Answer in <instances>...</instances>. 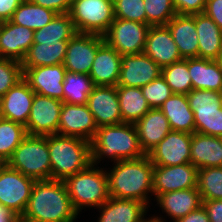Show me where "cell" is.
<instances>
[{
	"mask_svg": "<svg viewBox=\"0 0 222 222\" xmlns=\"http://www.w3.org/2000/svg\"><path fill=\"white\" fill-rule=\"evenodd\" d=\"M56 15L51 9L24 0L14 11L10 21L36 31L47 25Z\"/></svg>",
	"mask_w": 222,
	"mask_h": 222,
	"instance_id": "obj_33",
	"label": "cell"
},
{
	"mask_svg": "<svg viewBox=\"0 0 222 222\" xmlns=\"http://www.w3.org/2000/svg\"><path fill=\"white\" fill-rule=\"evenodd\" d=\"M94 166L91 163L86 169L64 180L72 205L78 214L86 207L98 208L110 198L107 171Z\"/></svg>",
	"mask_w": 222,
	"mask_h": 222,
	"instance_id": "obj_5",
	"label": "cell"
},
{
	"mask_svg": "<svg viewBox=\"0 0 222 222\" xmlns=\"http://www.w3.org/2000/svg\"><path fill=\"white\" fill-rule=\"evenodd\" d=\"M164 221L166 222L167 220H163L161 217L153 216L150 218L148 222H164Z\"/></svg>",
	"mask_w": 222,
	"mask_h": 222,
	"instance_id": "obj_51",
	"label": "cell"
},
{
	"mask_svg": "<svg viewBox=\"0 0 222 222\" xmlns=\"http://www.w3.org/2000/svg\"><path fill=\"white\" fill-rule=\"evenodd\" d=\"M68 41L33 42L21 62L22 68L63 64Z\"/></svg>",
	"mask_w": 222,
	"mask_h": 222,
	"instance_id": "obj_31",
	"label": "cell"
},
{
	"mask_svg": "<svg viewBox=\"0 0 222 222\" xmlns=\"http://www.w3.org/2000/svg\"><path fill=\"white\" fill-rule=\"evenodd\" d=\"M27 135L24 125L2 118L0 120V156L8 161Z\"/></svg>",
	"mask_w": 222,
	"mask_h": 222,
	"instance_id": "obj_36",
	"label": "cell"
},
{
	"mask_svg": "<svg viewBox=\"0 0 222 222\" xmlns=\"http://www.w3.org/2000/svg\"><path fill=\"white\" fill-rule=\"evenodd\" d=\"M198 36V58L220 60L222 56V30L204 13L195 14Z\"/></svg>",
	"mask_w": 222,
	"mask_h": 222,
	"instance_id": "obj_27",
	"label": "cell"
},
{
	"mask_svg": "<svg viewBox=\"0 0 222 222\" xmlns=\"http://www.w3.org/2000/svg\"><path fill=\"white\" fill-rule=\"evenodd\" d=\"M187 98L194 113L195 132L222 137V92L192 89Z\"/></svg>",
	"mask_w": 222,
	"mask_h": 222,
	"instance_id": "obj_8",
	"label": "cell"
},
{
	"mask_svg": "<svg viewBox=\"0 0 222 222\" xmlns=\"http://www.w3.org/2000/svg\"><path fill=\"white\" fill-rule=\"evenodd\" d=\"M143 53L161 68L182 60L178 47L167 25L150 27Z\"/></svg>",
	"mask_w": 222,
	"mask_h": 222,
	"instance_id": "obj_19",
	"label": "cell"
},
{
	"mask_svg": "<svg viewBox=\"0 0 222 222\" xmlns=\"http://www.w3.org/2000/svg\"><path fill=\"white\" fill-rule=\"evenodd\" d=\"M63 102L35 93L25 126L28 135L58 134L60 111Z\"/></svg>",
	"mask_w": 222,
	"mask_h": 222,
	"instance_id": "obj_12",
	"label": "cell"
},
{
	"mask_svg": "<svg viewBox=\"0 0 222 222\" xmlns=\"http://www.w3.org/2000/svg\"><path fill=\"white\" fill-rule=\"evenodd\" d=\"M146 24L150 26L167 25L177 14L173 0H143Z\"/></svg>",
	"mask_w": 222,
	"mask_h": 222,
	"instance_id": "obj_39",
	"label": "cell"
},
{
	"mask_svg": "<svg viewBox=\"0 0 222 222\" xmlns=\"http://www.w3.org/2000/svg\"><path fill=\"white\" fill-rule=\"evenodd\" d=\"M115 18L146 24L143 0H113Z\"/></svg>",
	"mask_w": 222,
	"mask_h": 222,
	"instance_id": "obj_41",
	"label": "cell"
},
{
	"mask_svg": "<svg viewBox=\"0 0 222 222\" xmlns=\"http://www.w3.org/2000/svg\"><path fill=\"white\" fill-rule=\"evenodd\" d=\"M76 33L69 14H57L43 28L34 31L33 42L69 41Z\"/></svg>",
	"mask_w": 222,
	"mask_h": 222,
	"instance_id": "obj_35",
	"label": "cell"
},
{
	"mask_svg": "<svg viewBox=\"0 0 222 222\" xmlns=\"http://www.w3.org/2000/svg\"><path fill=\"white\" fill-rule=\"evenodd\" d=\"M161 76L165 79L173 93L187 95L192 90L187 59H182L161 68Z\"/></svg>",
	"mask_w": 222,
	"mask_h": 222,
	"instance_id": "obj_37",
	"label": "cell"
},
{
	"mask_svg": "<svg viewBox=\"0 0 222 222\" xmlns=\"http://www.w3.org/2000/svg\"><path fill=\"white\" fill-rule=\"evenodd\" d=\"M23 78L21 62L0 58V98Z\"/></svg>",
	"mask_w": 222,
	"mask_h": 222,
	"instance_id": "obj_42",
	"label": "cell"
},
{
	"mask_svg": "<svg viewBox=\"0 0 222 222\" xmlns=\"http://www.w3.org/2000/svg\"><path fill=\"white\" fill-rule=\"evenodd\" d=\"M167 26L172 33L182 59L198 57L199 43L195 27V14H176L167 23Z\"/></svg>",
	"mask_w": 222,
	"mask_h": 222,
	"instance_id": "obj_28",
	"label": "cell"
},
{
	"mask_svg": "<svg viewBox=\"0 0 222 222\" xmlns=\"http://www.w3.org/2000/svg\"><path fill=\"white\" fill-rule=\"evenodd\" d=\"M87 105L98 128L122 123L116 86H95Z\"/></svg>",
	"mask_w": 222,
	"mask_h": 222,
	"instance_id": "obj_18",
	"label": "cell"
},
{
	"mask_svg": "<svg viewBox=\"0 0 222 222\" xmlns=\"http://www.w3.org/2000/svg\"><path fill=\"white\" fill-rule=\"evenodd\" d=\"M175 222H210V220L206 210L201 206Z\"/></svg>",
	"mask_w": 222,
	"mask_h": 222,
	"instance_id": "obj_48",
	"label": "cell"
},
{
	"mask_svg": "<svg viewBox=\"0 0 222 222\" xmlns=\"http://www.w3.org/2000/svg\"><path fill=\"white\" fill-rule=\"evenodd\" d=\"M7 165L8 162L3 157L0 156V174L6 168Z\"/></svg>",
	"mask_w": 222,
	"mask_h": 222,
	"instance_id": "obj_50",
	"label": "cell"
},
{
	"mask_svg": "<svg viewBox=\"0 0 222 222\" xmlns=\"http://www.w3.org/2000/svg\"><path fill=\"white\" fill-rule=\"evenodd\" d=\"M0 222H20V218L6 206L0 204Z\"/></svg>",
	"mask_w": 222,
	"mask_h": 222,
	"instance_id": "obj_49",
	"label": "cell"
},
{
	"mask_svg": "<svg viewBox=\"0 0 222 222\" xmlns=\"http://www.w3.org/2000/svg\"><path fill=\"white\" fill-rule=\"evenodd\" d=\"M192 89L222 92V64L220 60L187 59Z\"/></svg>",
	"mask_w": 222,
	"mask_h": 222,
	"instance_id": "obj_26",
	"label": "cell"
},
{
	"mask_svg": "<svg viewBox=\"0 0 222 222\" xmlns=\"http://www.w3.org/2000/svg\"><path fill=\"white\" fill-rule=\"evenodd\" d=\"M34 31L10 20L0 23V58L22 62L33 44Z\"/></svg>",
	"mask_w": 222,
	"mask_h": 222,
	"instance_id": "obj_20",
	"label": "cell"
},
{
	"mask_svg": "<svg viewBox=\"0 0 222 222\" xmlns=\"http://www.w3.org/2000/svg\"><path fill=\"white\" fill-rule=\"evenodd\" d=\"M7 162L10 168L36 181L51 180V162L46 136L27 135Z\"/></svg>",
	"mask_w": 222,
	"mask_h": 222,
	"instance_id": "obj_6",
	"label": "cell"
},
{
	"mask_svg": "<svg viewBox=\"0 0 222 222\" xmlns=\"http://www.w3.org/2000/svg\"><path fill=\"white\" fill-rule=\"evenodd\" d=\"M157 204L171 217L173 222L183 218L202 206V198L198 188L183 189L159 194Z\"/></svg>",
	"mask_w": 222,
	"mask_h": 222,
	"instance_id": "obj_25",
	"label": "cell"
},
{
	"mask_svg": "<svg viewBox=\"0 0 222 222\" xmlns=\"http://www.w3.org/2000/svg\"><path fill=\"white\" fill-rule=\"evenodd\" d=\"M3 118V115H2V108H1V102H0V120Z\"/></svg>",
	"mask_w": 222,
	"mask_h": 222,
	"instance_id": "obj_52",
	"label": "cell"
},
{
	"mask_svg": "<svg viewBox=\"0 0 222 222\" xmlns=\"http://www.w3.org/2000/svg\"><path fill=\"white\" fill-rule=\"evenodd\" d=\"M23 78L37 94L63 102V82L67 70L63 64L22 68Z\"/></svg>",
	"mask_w": 222,
	"mask_h": 222,
	"instance_id": "obj_17",
	"label": "cell"
},
{
	"mask_svg": "<svg viewBox=\"0 0 222 222\" xmlns=\"http://www.w3.org/2000/svg\"><path fill=\"white\" fill-rule=\"evenodd\" d=\"M78 33L104 36L115 19L113 0H72L68 12Z\"/></svg>",
	"mask_w": 222,
	"mask_h": 222,
	"instance_id": "obj_7",
	"label": "cell"
},
{
	"mask_svg": "<svg viewBox=\"0 0 222 222\" xmlns=\"http://www.w3.org/2000/svg\"><path fill=\"white\" fill-rule=\"evenodd\" d=\"M144 155L136 127L131 123L101 126L91 141L92 164L95 166L105 157L118 162L137 159Z\"/></svg>",
	"mask_w": 222,
	"mask_h": 222,
	"instance_id": "obj_3",
	"label": "cell"
},
{
	"mask_svg": "<svg viewBox=\"0 0 222 222\" xmlns=\"http://www.w3.org/2000/svg\"><path fill=\"white\" fill-rule=\"evenodd\" d=\"M148 207L138 200L110 197L98 207L101 211L98 222H148L150 218L145 219Z\"/></svg>",
	"mask_w": 222,
	"mask_h": 222,
	"instance_id": "obj_23",
	"label": "cell"
},
{
	"mask_svg": "<svg viewBox=\"0 0 222 222\" xmlns=\"http://www.w3.org/2000/svg\"><path fill=\"white\" fill-rule=\"evenodd\" d=\"M117 86L143 87L161 75V67L141 54L122 55Z\"/></svg>",
	"mask_w": 222,
	"mask_h": 222,
	"instance_id": "obj_16",
	"label": "cell"
},
{
	"mask_svg": "<svg viewBox=\"0 0 222 222\" xmlns=\"http://www.w3.org/2000/svg\"><path fill=\"white\" fill-rule=\"evenodd\" d=\"M168 119L172 130L193 134L194 113L189 106L187 95L174 93L159 108Z\"/></svg>",
	"mask_w": 222,
	"mask_h": 222,
	"instance_id": "obj_30",
	"label": "cell"
},
{
	"mask_svg": "<svg viewBox=\"0 0 222 222\" xmlns=\"http://www.w3.org/2000/svg\"><path fill=\"white\" fill-rule=\"evenodd\" d=\"M35 92L22 78L0 98L3 118L26 126Z\"/></svg>",
	"mask_w": 222,
	"mask_h": 222,
	"instance_id": "obj_21",
	"label": "cell"
},
{
	"mask_svg": "<svg viewBox=\"0 0 222 222\" xmlns=\"http://www.w3.org/2000/svg\"><path fill=\"white\" fill-rule=\"evenodd\" d=\"M210 222H222V200L202 201Z\"/></svg>",
	"mask_w": 222,
	"mask_h": 222,
	"instance_id": "obj_46",
	"label": "cell"
},
{
	"mask_svg": "<svg viewBox=\"0 0 222 222\" xmlns=\"http://www.w3.org/2000/svg\"><path fill=\"white\" fill-rule=\"evenodd\" d=\"M98 126L88 105L63 103L60 111L58 134L77 137L91 142Z\"/></svg>",
	"mask_w": 222,
	"mask_h": 222,
	"instance_id": "obj_15",
	"label": "cell"
},
{
	"mask_svg": "<svg viewBox=\"0 0 222 222\" xmlns=\"http://www.w3.org/2000/svg\"><path fill=\"white\" fill-rule=\"evenodd\" d=\"M121 58L122 55L106 42L97 49L89 73L95 86H117L122 66Z\"/></svg>",
	"mask_w": 222,
	"mask_h": 222,
	"instance_id": "obj_22",
	"label": "cell"
},
{
	"mask_svg": "<svg viewBox=\"0 0 222 222\" xmlns=\"http://www.w3.org/2000/svg\"><path fill=\"white\" fill-rule=\"evenodd\" d=\"M178 15H193L203 13L206 0H173Z\"/></svg>",
	"mask_w": 222,
	"mask_h": 222,
	"instance_id": "obj_43",
	"label": "cell"
},
{
	"mask_svg": "<svg viewBox=\"0 0 222 222\" xmlns=\"http://www.w3.org/2000/svg\"><path fill=\"white\" fill-rule=\"evenodd\" d=\"M198 169L191 163L176 166H154L153 194L197 188Z\"/></svg>",
	"mask_w": 222,
	"mask_h": 222,
	"instance_id": "obj_14",
	"label": "cell"
},
{
	"mask_svg": "<svg viewBox=\"0 0 222 222\" xmlns=\"http://www.w3.org/2000/svg\"><path fill=\"white\" fill-rule=\"evenodd\" d=\"M197 188L202 201L222 200V167L198 169Z\"/></svg>",
	"mask_w": 222,
	"mask_h": 222,
	"instance_id": "obj_38",
	"label": "cell"
},
{
	"mask_svg": "<svg viewBox=\"0 0 222 222\" xmlns=\"http://www.w3.org/2000/svg\"><path fill=\"white\" fill-rule=\"evenodd\" d=\"M150 27L148 24L115 18L104 40L120 55L141 54Z\"/></svg>",
	"mask_w": 222,
	"mask_h": 222,
	"instance_id": "obj_9",
	"label": "cell"
},
{
	"mask_svg": "<svg viewBox=\"0 0 222 222\" xmlns=\"http://www.w3.org/2000/svg\"><path fill=\"white\" fill-rule=\"evenodd\" d=\"M222 30V0H206L203 12Z\"/></svg>",
	"mask_w": 222,
	"mask_h": 222,
	"instance_id": "obj_45",
	"label": "cell"
},
{
	"mask_svg": "<svg viewBox=\"0 0 222 222\" xmlns=\"http://www.w3.org/2000/svg\"><path fill=\"white\" fill-rule=\"evenodd\" d=\"M190 163L197 169L222 167V137L194 132L191 140Z\"/></svg>",
	"mask_w": 222,
	"mask_h": 222,
	"instance_id": "obj_29",
	"label": "cell"
},
{
	"mask_svg": "<svg viewBox=\"0 0 222 222\" xmlns=\"http://www.w3.org/2000/svg\"><path fill=\"white\" fill-rule=\"evenodd\" d=\"M139 144L147 155L172 130L168 119L159 108H151L135 124Z\"/></svg>",
	"mask_w": 222,
	"mask_h": 222,
	"instance_id": "obj_24",
	"label": "cell"
},
{
	"mask_svg": "<svg viewBox=\"0 0 222 222\" xmlns=\"http://www.w3.org/2000/svg\"><path fill=\"white\" fill-rule=\"evenodd\" d=\"M74 209L64 181H35L20 222H74Z\"/></svg>",
	"mask_w": 222,
	"mask_h": 222,
	"instance_id": "obj_1",
	"label": "cell"
},
{
	"mask_svg": "<svg viewBox=\"0 0 222 222\" xmlns=\"http://www.w3.org/2000/svg\"><path fill=\"white\" fill-rule=\"evenodd\" d=\"M95 87L88 74L66 72L63 82V103L85 105Z\"/></svg>",
	"mask_w": 222,
	"mask_h": 222,
	"instance_id": "obj_34",
	"label": "cell"
},
{
	"mask_svg": "<svg viewBox=\"0 0 222 222\" xmlns=\"http://www.w3.org/2000/svg\"><path fill=\"white\" fill-rule=\"evenodd\" d=\"M122 123L135 124L151 109L140 87L116 86Z\"/></svg>",
	"mask_w": 222,
	"mask_h": 222,
	"instance_id": "obj_32",
	"label": "cell"
},
{
	"mask_svg": "<svg viewBox=\"0 0 222 222\" xmlns=\"http://www.w3.org/2000/svg\"><path fill=\"white\" fill-rule=\"evenodd\" d=\"M24 0H0V22L10 20Z\"/></svg>",
	"mask_w": 222,
	"mask_h": 222,
	"instance_id": "obj_47",
	"label": "cell"
},
{
	"mask_svg": "<svg viewBox=\"0 0 222 222\" xmlns=\"http://www.w3.org/2000/svg\"><path fill=\"white\" fill-rule=\"evenodd\" d=\"M114 163L113 168L107 172L109 196L138 200L148 206V195L153 194L154 169L148 155Z\"/></svg>",
	"mask_w": 222,
	"mask_h": 222,
	"instance_id": "obj_2",
	"label": "cell"
},
{
	"mask_svg": "<svg viewBox=\"0 0 222 222\" xmlns=\"http://www.w3.org/2000/svg\"><path fill=\"white\" fill-rule=\"evenodd\" d=\"M35 181L7 165L0 174V204L21 218L28 205Z\"/></svg>",
	"mask_w": 222,
	"mask_h": 222,
	"instance_id": "obj_10",
	"label": "cell"
},
{
	"mask_svg": "<svg viewBox=\"0 0 222 222\" xmlns=\"http://www.w3.org/2000/svg\"><path fill=\"white\" fill-rule=\"evenodd\" d=\"M104 42V36L77 32L68 41L64 68L71 73L89 75L97 49Z\"/></svg>",
	"mask_w": 222,
	"mask_h": 222,
	"instance_id": "obj_11",
	"label": "cell"
},
{
	"mask_svg": "<svg viewBox=\"0 0 222 222\" xmlns=\"http://www.w3.org/2000/svg\"><path fill=\"white\" fill-rule=\"evenodd\" d=\"M141 90L150 108H160L174 94L161 75L141 87Z\"/></svg>",
	"mask_w": 222,
	"mask_h": 222,
	"instance_id": "obj_40",
	"label": "cell"
},
{
	"mask_svg": "<svg viewBox=\"0 0 222 222\" xmlns=\"http://www.w3.org/2000/svg\"><path fill=\"white\" fill-rule=\"evenodd\" d=\"M192 134L171 130L147 155L154 166L190 163Z\"/></svg>",
	"mask_w": 222,
	"mask_h": 222,
	"instance_id": "obj_13",
	"label": "cell"
},
{
	"mask_svg": "<svg viewBox=\"0 0 222 222\" xmlns=\"http://www.w3.org/2000/svg\"><path fill=\"white\" fill-rule=\"evenodd\" d=\"M51 162V179L64 181L92 163L91 142L59 134L46 135Z\"/></svg>",
	"mask_w": 222,
	"mask_h": 222,
	"instance_id": "obj_4",
	"label": "cell"
},
{
	"mask_svg": "<svg viewBox=\"0 0 222 222\" xmlns=\"http://www.w3.org/2000/svg\"><path fill=\"white\" fill-rule=\"evenodd\" d=\"M30 2L48 8L57 14H66L69 12L72 0H29Z\"/></svg>",
	"mask_w": 222,
	"mask_h": 222,
	"instance_id": "obj_44",
	"label": "cell"
}]
</instances>
